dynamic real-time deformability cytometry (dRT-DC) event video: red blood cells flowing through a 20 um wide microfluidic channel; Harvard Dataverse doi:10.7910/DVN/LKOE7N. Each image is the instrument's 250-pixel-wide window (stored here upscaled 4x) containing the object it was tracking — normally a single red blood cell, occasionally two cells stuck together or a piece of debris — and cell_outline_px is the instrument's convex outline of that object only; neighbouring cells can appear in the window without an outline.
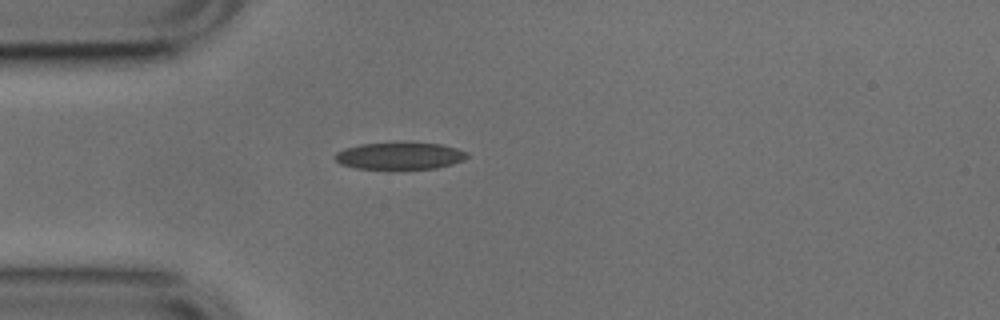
{"species": "common noctule bat (a hibernating species)", "species_latin": "Nyctalus noctula", "temperature_condition": "cold", "stored_images_in_passage": 33, "camera_frame_rate_fps": 3000, "um_per_image_px": 0.085, "animal": {"sex": "male", "body_mass_g": 17.9, "forearm_length_mm": 54.2}, "frame": {"image": 1, "passage_image": 1, "time_ms": 0.0, "image_size_px": [1000, 320], "cell_outline_px": [[468, 156], [464, 160], [452, 164], [436, 168], [356, 168], [340, 164], [336, 160], [336, 152], [344, 148], [360, 144], [412, 140], [440, 144], [456, 148], [468, 152]], "centroid_in_image_um": [34.01, 13.2], "position_along_channel_um": 51.0, "area_um2": 21.27}}
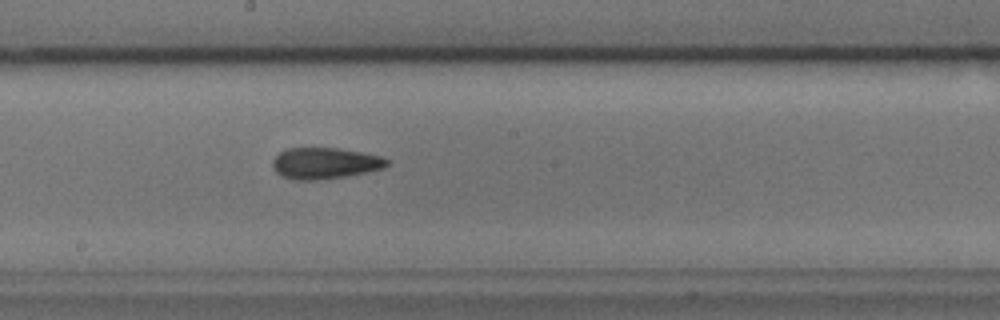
{"frame": {"image": 2, "passage_image": 15, "time_ms": 4.667, "image_size_px": [1000, 320], "cell_outline_px": [[392, 160], [384, 168], [344, 176], [316, 180], [292, 180], [280, 176], [272, 168], [272, 160], [280, 152], [288, 148], [340, 148], [380, 156]], "centroid_in_image_um": [27.59, 13.87], "position_along_channel_um": 220.6, "area_um2": 20.87}, "authors_computed_cell_mechanics": {"area_um2": 20.519, "velocity_mm_per_s": 3.7941, "shape_relaxation_time_tau1_ms": null, "shape_relaxation_time_tau2_ms": 2.8505, "deformation_change_tau1": null, "deformation_change_tau2": 0.1062}}